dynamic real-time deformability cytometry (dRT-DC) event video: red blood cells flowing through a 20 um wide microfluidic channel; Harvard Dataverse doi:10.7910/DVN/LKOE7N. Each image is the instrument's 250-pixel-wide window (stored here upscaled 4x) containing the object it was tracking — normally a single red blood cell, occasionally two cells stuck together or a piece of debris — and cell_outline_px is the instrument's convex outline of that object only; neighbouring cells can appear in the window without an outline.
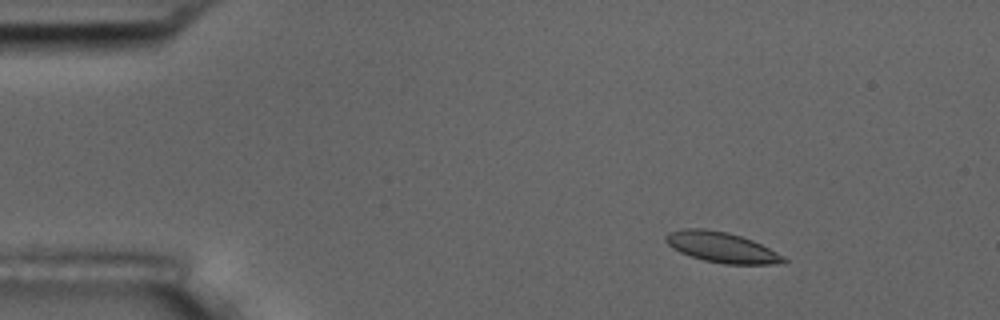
{"species": "common noctule bat (a hibernating species)", "species_latin": "Nyctalus noctula", "temperature_condition": "room temperature", "stored_images_in_passage": 7, "camera_frame_rate_fps": 3000, "um_per_image_px": 0.085, "animal": {"sex": "male", "body_mass_g": 17.5, "forearm_length_mm": 52.3}, "frame": {"image": 1, "passage_image": 3, "time_ms": 0.667, "image_size_px": [1000, 320], "cell_outline_px": [[788, 260], [784, 264], [724, 264], [704, 260], [680, 252], [672, 248], [664, 240], [664, 236], [668, 232], [680, 228], [704, 228], [728, 232], [752, 240], [784, 256]], "centroid_in_image_um": [61.31, 21.01], "position_along_channel_um": 23.7, "area_um2": 20.98}}
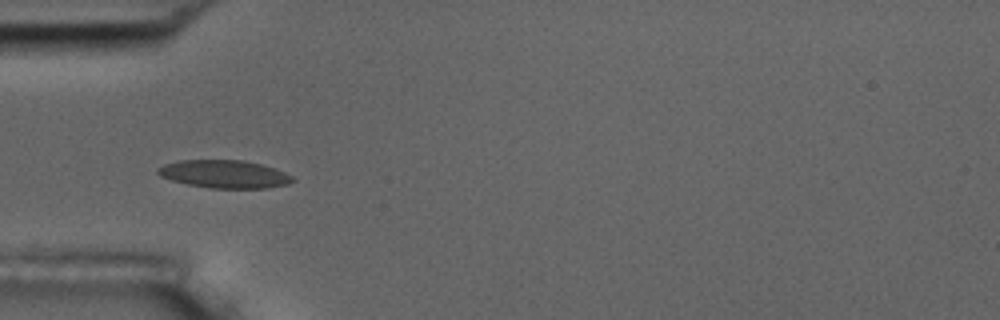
{"frame": {"image": 2, "passage_image": 5, "time_ms": 1.333, "image_size_px": [1000, 320], "cell_outline_px": [[296, 180], [288, 184], [268, 188], [208, 188], [188, 184], [172, 180], [160, 176], [156, 172], [156, 168], [164, 164], [176, 160], [244, 160], [276, 168], [292, 176]], "centroid_in_image_um": [19.06, 14.79], "position_along_channel_um": 65.9, "area_um2": 22.08}}